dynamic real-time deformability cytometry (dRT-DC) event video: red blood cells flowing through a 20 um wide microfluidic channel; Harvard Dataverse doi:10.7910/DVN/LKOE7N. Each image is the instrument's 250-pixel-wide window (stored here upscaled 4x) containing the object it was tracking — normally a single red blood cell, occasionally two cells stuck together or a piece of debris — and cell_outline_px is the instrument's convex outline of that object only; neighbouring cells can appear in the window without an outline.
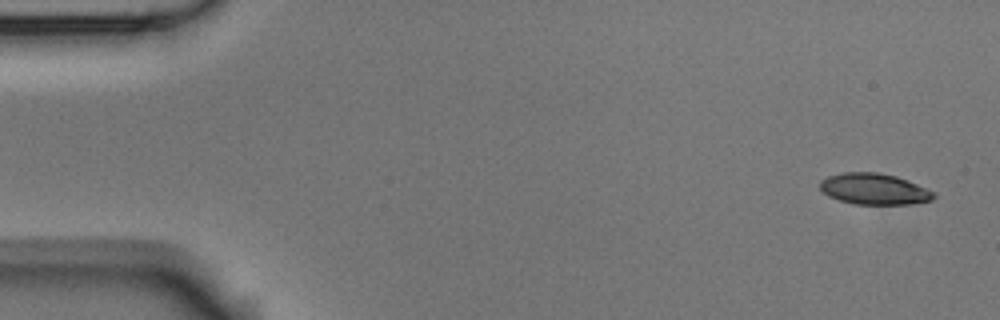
{"species": "Egyptian fruit bat (a non-hibernating species)", "species_latin": "Rousettus aegyptiacus", "temperature_condition": "room temperature", "stored_images_in_passage": 5, "camera_frame_rate_fps": 3000, "um_per_image_px": 0.085, "animal": {"sex": "male"}, "frame": {"image": 1, "passage_image": 1, "time_ms": 0.0, "image_size_px": [1000, 320], "cell_outline_px": [[936, 196], [932, 200], [912, 204], [856, 204], [840, 200], [828, 196], [820, 188], [820, 180], [828, 176], [840, 172], [880, 172], [896, 176], [908, 180], [936, 192]], "centroid_in_image_um": [74.33, 16.05], "position_along_channel_um": 10.7, "area_um2": 20.81}}
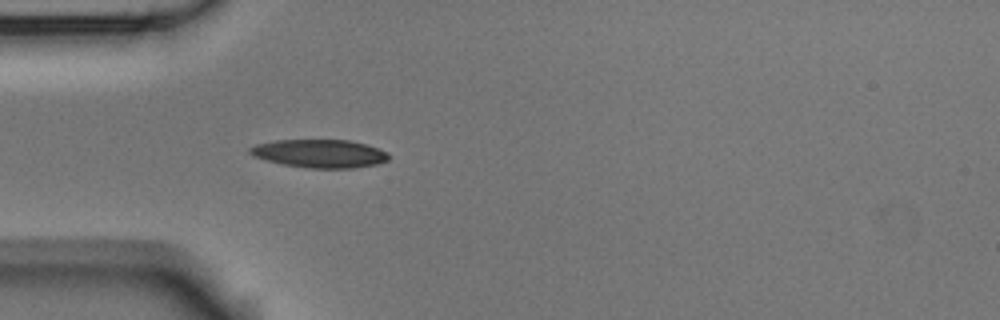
{"frame": {"image": 2, "passage_image": 5, "time_ms": 4.667, "image_size_px": [1000, 320], "cell_outline_px": [[388, 160], [376, 164], [352, 168], [308, 168], [284, 164], [252, 156], [248, 152], [248, 148], [256, 144], [276, 140], [348, 140], [368, 144], [388, 152]], "centroid_in_image_um": [27.17, 13.04], "position_along_channel_um": 57.8, "area_um2": 22.77}}